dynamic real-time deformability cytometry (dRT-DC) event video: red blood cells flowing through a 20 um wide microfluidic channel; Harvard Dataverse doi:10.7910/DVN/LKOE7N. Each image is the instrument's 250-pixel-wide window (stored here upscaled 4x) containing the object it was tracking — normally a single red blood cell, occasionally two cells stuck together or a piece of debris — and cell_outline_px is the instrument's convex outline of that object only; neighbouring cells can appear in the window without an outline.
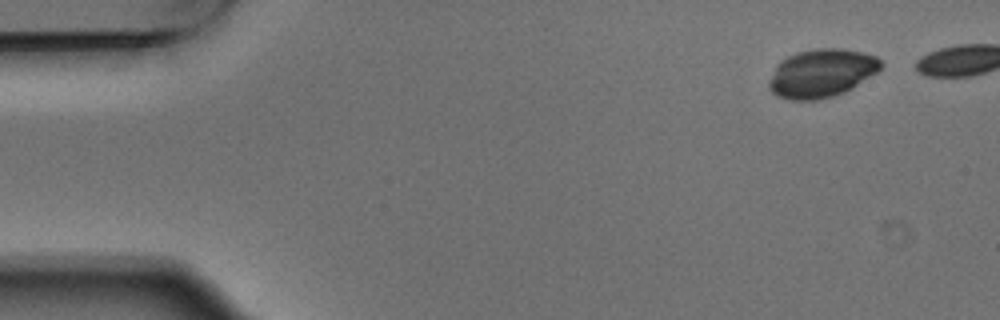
{"species": "Egyptian fruit bat (a non-hibernating species)", "species_latin": "Rousettus aegyptiacus", "temperature_condition": "warm", "stored_images_in_passage": 5, "camera_frame_rate_fps": 3000, "um_per_image_px": 0.085, "animal": {"sex": "male"}, "frame": {"image": 1, "passage_image": 1, "time_ms": 0.0, "image_size_px": [1000, 320], "cell_outline_px": [[884, 64], [876, 72], [852, 88], [844, 92], [820, 100], [788, 100], [776, 96], [768, 88], [768, 84], [776, 64], [788, 56], [796, 52], [816, 48], [840, 48], [864, 52], [876, 56]], "centroid_in_image_um": [69.81, 6.22], "position_along_channel_um": 15.2, "area_um2": 31.62}}